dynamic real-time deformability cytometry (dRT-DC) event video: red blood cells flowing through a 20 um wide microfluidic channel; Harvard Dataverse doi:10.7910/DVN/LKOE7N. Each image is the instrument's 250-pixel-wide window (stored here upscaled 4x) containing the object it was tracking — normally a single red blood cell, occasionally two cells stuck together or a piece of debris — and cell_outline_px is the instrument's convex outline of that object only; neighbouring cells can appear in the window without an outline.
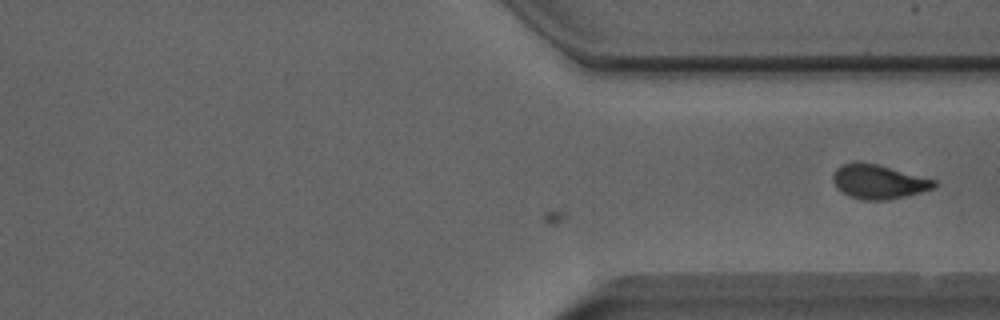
{"species": "Egyptian fruit bat (a non-hibernating species)", "species_latin": "Rousettus aegyptiacus", "temperature_condition": "room temperature", "stored_images_in_passage": 31, "camera_frame_rate_fps": 3000, "um_per_image_px": 0.085, "animal": {"sex": "male"}, "frame": {"image": 1, "passage_image": 31, "time_ms": 10.0, "image_size_px": [1000, 320], "cell_outline_px": [[936, 188], [888, 200], [864, 200], [848, 196], [836, 188], [832, 180], [832, 176], [836, 168], [844, 164], [876, 164], [936, 180]], "centroid_in_image_um": [74.67, 15.48], "position_along_channel_um": 336.7, "area_um2": 19.77}}